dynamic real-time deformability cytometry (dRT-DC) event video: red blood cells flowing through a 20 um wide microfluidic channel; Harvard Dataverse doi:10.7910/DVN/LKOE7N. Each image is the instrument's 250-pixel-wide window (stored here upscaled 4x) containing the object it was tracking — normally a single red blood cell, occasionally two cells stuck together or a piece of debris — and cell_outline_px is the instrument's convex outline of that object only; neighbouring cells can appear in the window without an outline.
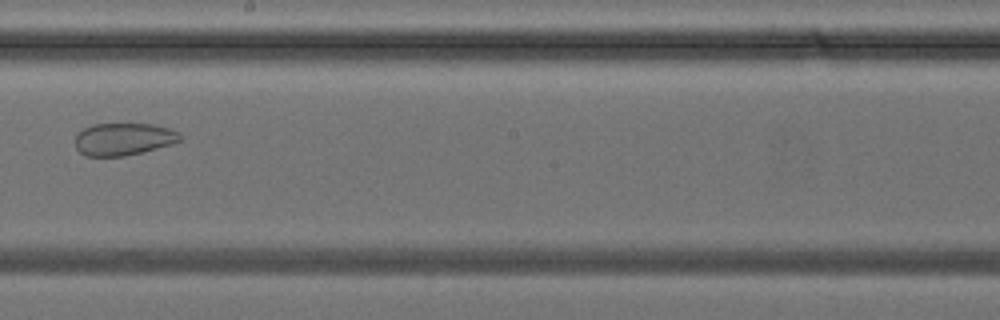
{"species": "common noctule bat (a hibernating species)", "species_latin": "Nyctalus noctula", "temperature_condition": "cold", "stored_images_in_passage": 40, "camera_frame_rate_fps": 3000, "um_per_image_px": 0.085, "animal": {"sex": "female", "body_mass_g": 24.6, "forearm_length_mm": 56.2}, "frame": {"image": 1, "passage_image": 23, "time_ms": 7.333, "image_size_px": [1000, 320], "cell_outline_px": [[184, 136], [180, 140], [172, 144], [144, 152], [124, 156], [84, 156], [76, 148], [76, 132], [92, 124], [156, 124], [180, 132]], "centroid_in_image_um": [10.52, 11.82], "position_along_channel_um": 237.7, "area_um2": 20.06}}